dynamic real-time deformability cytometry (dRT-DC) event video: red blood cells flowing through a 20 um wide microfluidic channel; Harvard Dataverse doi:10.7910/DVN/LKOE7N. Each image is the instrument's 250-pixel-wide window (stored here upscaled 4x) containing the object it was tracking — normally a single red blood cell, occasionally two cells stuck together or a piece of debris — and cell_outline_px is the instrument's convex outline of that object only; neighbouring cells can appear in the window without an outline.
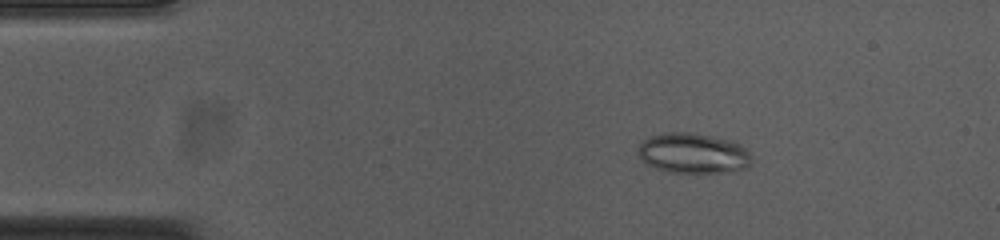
{"species": "common noctule bat (a hibernating species)", "species_latin": "Nyctalus noctula", "temperature_condition": "cold", "stored_images_in_passage": 50, "camera_frame_rate_fps": 3000, "um_per_image_px": 0.085, "animal": {"sex": "female", "body_mass_g": 23.0, "forearm_length_mm": 53.4}, "frame": {"image": 1, "passage_image": 5, "time_ms": 1.333, "image_size_px": [1000, 240], "cell_outline_px": [[752, 164], [744, 168], [716, 172], [668, 172], [656, 168], [648, 164], [636, 152], [640, 144], [644, 140], [652, 136], [664, 132], [692, 132], [712, 136], [728, 140], [740, 144], [752, 156]], "centroid_in_image_um": [58.91, 13.01], "position_along_channel_um": 26.1, "area_um2": 26.36}}
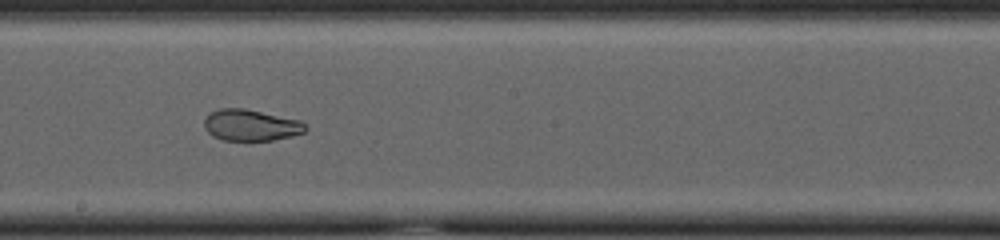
{"frame": {"image": 2, "passage_image": 26, "time_ms": 8.333, "image_size_px": [1000, 240], "cell_outline_px": [[308, 128], [304, 132], [292, 136], [272, 140], [224, 140], [212, 136], [204, 128], [204, 120], [212, 112], [220, 108], [244, 108], [300, 120]], "centroid_in_image_um": [21.32, 10.64], "position_along_channel_um": 226.9, "area_um2": 18.38}}
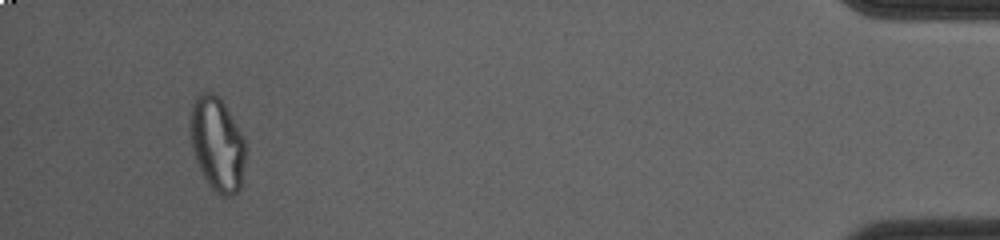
{"frame": {"image": 3, "passage_image": 47, "time_ms": 15.333, "image_size_px": [1000, 240], "cell_outline_px": [[244, 164], [240, 188], [232, 196], [220, 196], [212, 188], [204, 176], [196, 160], [192, 148], [188, 128], [192, 104], [196, 96], [200, 92], [212, 92], [220, 96], [236, 124], [244, 140]], "centroid_in_image_um": [18.43, 12.2], "position_along_channel_um": 416.8, "area_um2": 30.23}, "authors_computed_cell_mechanics": {"area_um2": 24.7384, "velocity_mm_per_s": 3.7617, "shape_relaxation_time_tau1_ms": null, "shape_relaxation_time_tau2_ms": 1.1884, "deformation_change_tau1": null, "deformation_change_tau2": 0.0611}}